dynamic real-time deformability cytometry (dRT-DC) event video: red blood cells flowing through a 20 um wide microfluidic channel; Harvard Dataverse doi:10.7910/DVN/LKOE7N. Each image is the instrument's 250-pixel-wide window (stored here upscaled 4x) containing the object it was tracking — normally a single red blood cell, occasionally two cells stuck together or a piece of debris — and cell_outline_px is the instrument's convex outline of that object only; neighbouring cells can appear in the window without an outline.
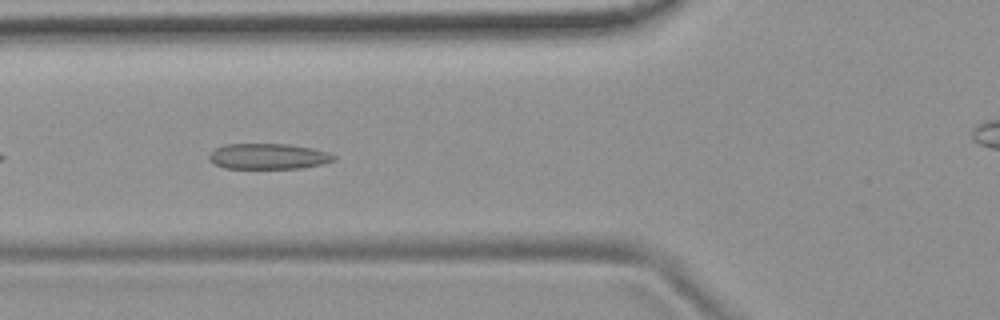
{"species": "common noctule bat (a hibernating species)", "species_latin": "Nyctalus noctula", "temperature_condition": "room temperature", "stored_images_in_passage": 10, "camera_frame_rate_fps": 3000, "um_per_image_px": 0.085, "animal": {"sex": "female", "body_mass_g": 19.9}, "frame": {"image": 1, "passage_image": 5, "time_ms": 4.333, "image_size_px": [1000, 320], "cell_outline_px": [[336, 160], [324, 164], [304, 168], [224, 168], [208, 160], [208, 152], [224, 144], [288, 144], [312, 148], [328, 152], [336, 156]], "centroid_in_image_um": [22.81, 13.29], "position_along_channel_um": 103.0, "area_um2": 18.84}}
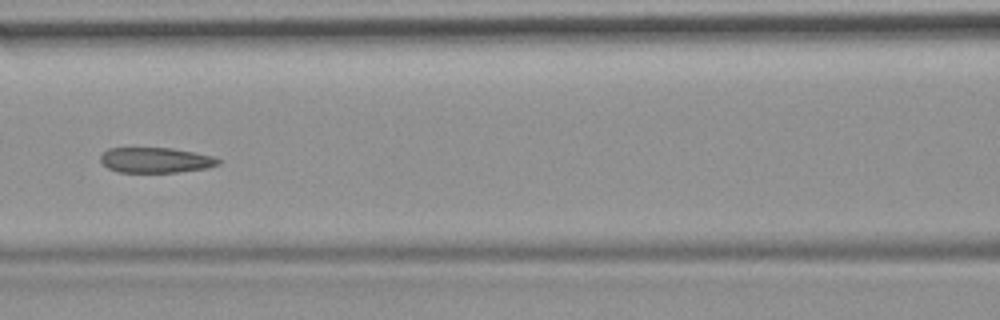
{"frame": {"image": 2, "passage_image": 6, "time_ms": 5.667, "image_size_px": [1000, 320], "cell_outline_px": [[220, 164], [208, 168], [176, 172], [116, 172], [108, 168], [100, 160], [100, 156], [108, 148], [172, 148], [212, 156], [220, 160]], "centroid_in_image_um": [13.22, 13.61], "position_along_channel_um": 153.4, "area_um2": 17.28}}
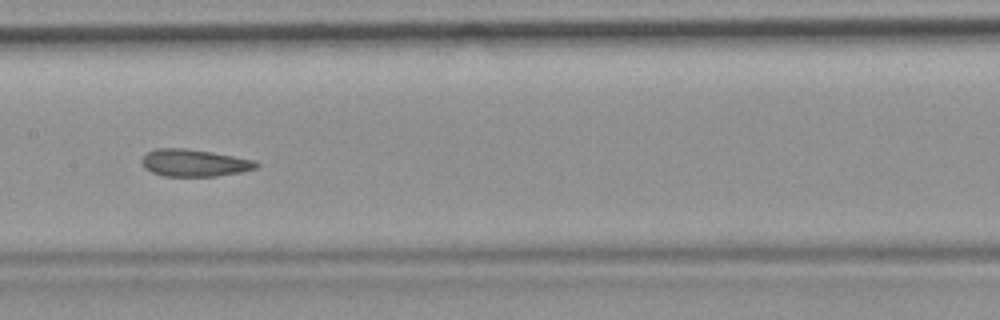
{"frame": {"image": 3, "passage_image": 7, "time_ms": 6.667, "image_size_px": [1000, 320], "cell_outline_px": [[260, 164], [256, 168], [240, 172], [216, 176], [164, 176], [152, 172], [144, 168], [140, 160], [148, 152], [156, 148], [184, 148], [212, 152], [256, 160]], "centroid_in_image_um": [16.51, 13.84], "position_along_channel_um": 190.9, "area_um2": 18.15}}